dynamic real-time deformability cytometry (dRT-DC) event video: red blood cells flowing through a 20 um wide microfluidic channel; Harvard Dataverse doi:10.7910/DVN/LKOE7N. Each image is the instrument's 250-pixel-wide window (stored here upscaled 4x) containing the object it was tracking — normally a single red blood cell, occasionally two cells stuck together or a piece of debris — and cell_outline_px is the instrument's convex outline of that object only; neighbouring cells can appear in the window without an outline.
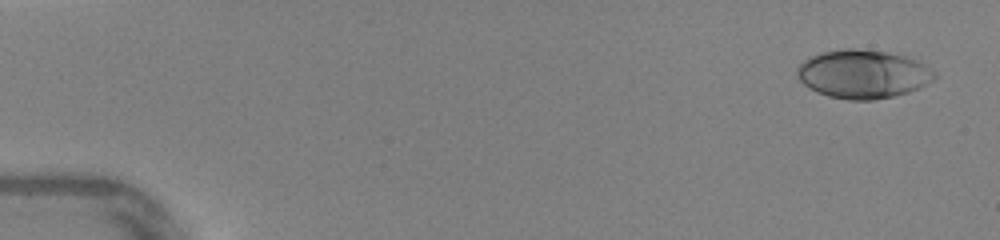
{"species": "human", "species_latin": "Homo sapiens", "temperature_condition": "warm", "stored_images_in_passage": 46, "camera_frame_rate_fps": 3000, "um_per_image_px": 0.085, "donor": {"sex": "female"}, "frame": {"image": 1, "passage_image": 2, "time_ms": 0.333, "image_size_px": [1000, 240], "cell_outline_px": [[936, 76], [932, 80], [920, 88], [908, 92], [892, 96], [872, 100], [848, 100], [828, 96], [816, 92], [804, 84], [796, 76], [796, 68], [808, 56], [820, 52], [840, 48], [856, 48], [888, 52], [904, 56], [916, 60], [932, 68], [936, 72]], "centroid_in_image_um": [73.33, 6.28], "position_along_channel_um": 11.7, "area_um2": 39.19}}
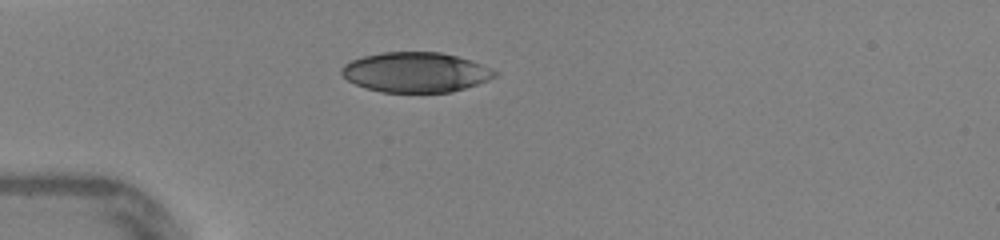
{"frame": {"image": 2, "passage_image": 13, "time_ms": 4.0, "image_size_px": [1000, 240], "cell_outline_px": [[500, 72], [496, 76], [488, 80], [452, 92], [380, 92], [356, 84], [348, 80], [340, 72], [340, 68], [344, 64], [352, 60], [364, 56], [380, 52], [440, 52], [472, 60]], "centroid_in_image_um": [35.34, 6.13], "position_along_channel_um": 49.7, "area_um2": 35.66}}
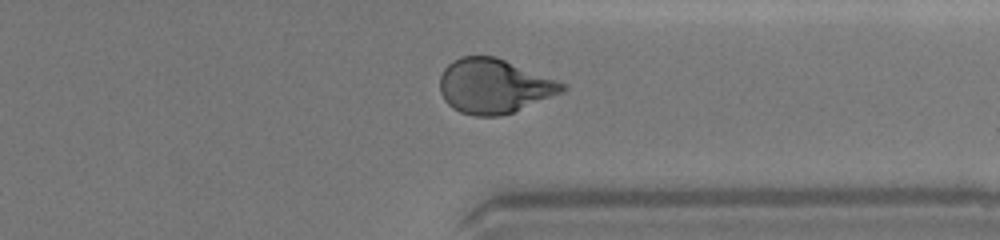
{"frame": {"image": 3, "passage_image": 36, "time_ms": 11.667, "image_size_px": [1000, 240], "cell_outline_px": [[568, 88], [560, 92], [512, 112], [500, 116], [476, 116], [460, 112], [452, 108], [444, 100], [440, 92], [440, 76], [444, 68], [452, 60], [460, 56], [496, 56], [556, 80], [564, 84]], "centroid_in_image_um": [41.92, 7.31], "position_along_channel_um": 369.5, "area_um2": 38.49}, "authors_computed_cell_mechanics": {"area_um2": 38.0324, "velocity_mm_per_s": 4.3857, "shape_relaxation_time_tau1_ms": 4.3497, "shape_relaxation_time_tau2_ms": 1.1133, "deformation_change_tau1": 0.1785, "deformation_change_tau2": 0.0659}}